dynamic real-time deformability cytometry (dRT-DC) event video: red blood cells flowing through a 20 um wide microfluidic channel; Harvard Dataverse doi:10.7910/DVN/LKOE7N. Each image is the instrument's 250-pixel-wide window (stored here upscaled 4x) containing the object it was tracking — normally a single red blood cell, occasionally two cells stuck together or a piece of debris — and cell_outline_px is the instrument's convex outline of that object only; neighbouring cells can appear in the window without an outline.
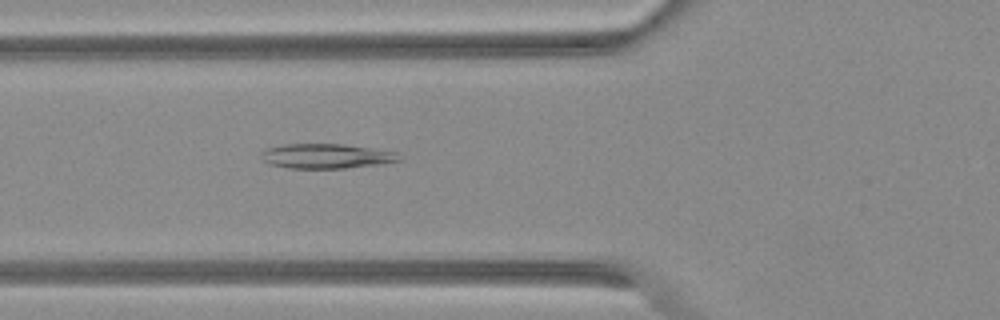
{"species": "Egyptian fruit bat (a non-hibernating species)", "species_latin": "Rousettus aegyptiacus", "temperature_condition": "warm", "stored_images_in_passage": 42, "camera_frame_rate_fps": 3000, "um_per_image_px": 0.085, "animal": {"sex": "female"}, "frame": {"image": 1, "passage_image": 11, "time_ms": 3.333, "image_size_px": [1000, 320], "cell_outline_px": [[400, 160], [384, 164], [344, 168], [288, 168], [272, 164], [264, 160], [260, 156], [260, 152], [268, 148], [284, 144], [344, 144], [400, 152]], "centroid_in_image_um": [27.79, 13.26], "position_along_channel_um": 98.0, "area_um2": 19.94}}
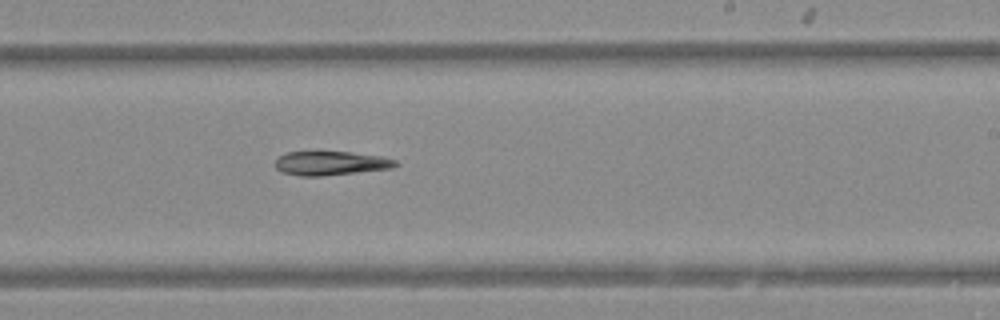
{"frame": {"image": 2, "passage_image": 23, "time_ms": 7.333, "image_size_px": [1000, 320], "cell_outline_px": [[400, 164], [392, 168], [324, 176], [300, 176], [280, 172], [276, 168], [276, 160], [280, 156], [288, 152], [316, 148], [352, 152], [380, 156], [396, 160]], "centroid_in_image_um": [28.07, 13.82], "position_along_channel_um": 260.9, "area_um2": 17.74}}
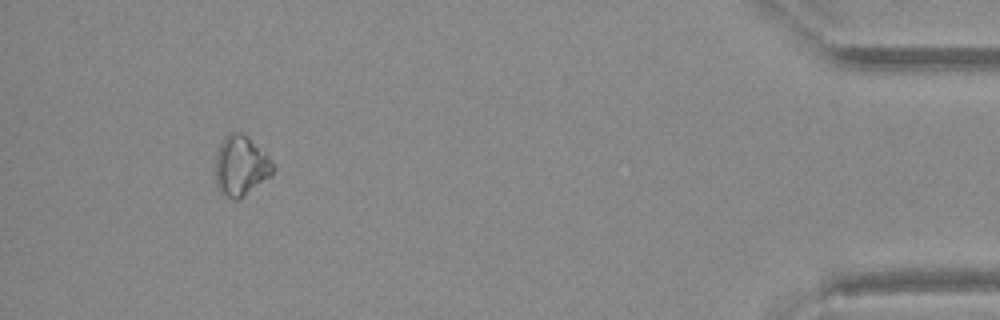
{"frame": {"image": 3, "passage_image": 39, "time_ms": 12.667, "image_size_px": [1000, 320], "cell_outline_px": [[276, 168], [272, 176], [240, 200], [236, 200], [220, 192], [216, 180], [216, 156], [220, 144], [224, 136], [228, 132], [240, 132], [248, 136], [268, 156]], "centroid_in_image_um": [20.5, 14.1], "position_along_channel_um": 414.7, "area_um2": 20.35}}